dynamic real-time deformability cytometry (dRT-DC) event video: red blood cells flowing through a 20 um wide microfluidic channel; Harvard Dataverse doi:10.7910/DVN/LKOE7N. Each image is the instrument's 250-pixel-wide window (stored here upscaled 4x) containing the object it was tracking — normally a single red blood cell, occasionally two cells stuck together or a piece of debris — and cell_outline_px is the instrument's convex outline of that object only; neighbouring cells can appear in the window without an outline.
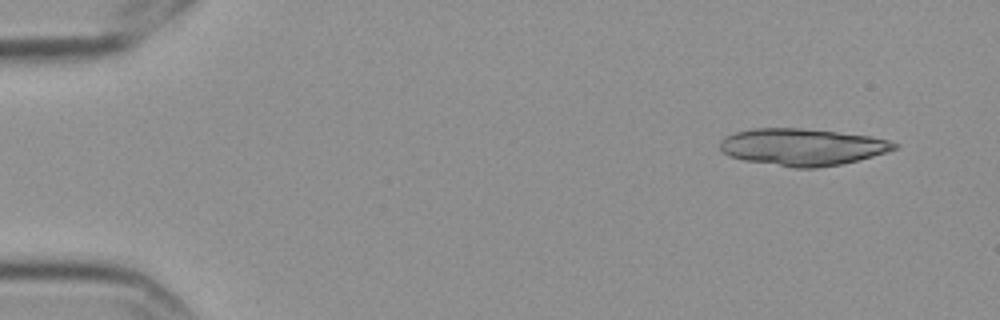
{"species": "Egyptian fruit bat (a non-hibernating species)", "species_latin": "Rousettus aegyptiacus", "temperature_condition": "cold", "stored_images_in_passage": 5, "camera_frame_rate_fps": 3000, "um_per_image_px": 0.085, "frame": {"image": 1, "passage_image": 1, "time_ms": 0.0, "image_size_px": [1000, 320], "cell_outline_px": [[900, 144], [896, 148], [872, 156], [840, 164], [816, 168], [792, 168], [744, 160], [728, 156], [720, 148], [720, 140], [724, 136], [736, 132], [752, 128], [800, 128], [872, 136], [888, 140]], "centroid_in_image_um": [68.16, 12.49], "position_along_channel_um": 16.8, "area_um2": 37.45}}